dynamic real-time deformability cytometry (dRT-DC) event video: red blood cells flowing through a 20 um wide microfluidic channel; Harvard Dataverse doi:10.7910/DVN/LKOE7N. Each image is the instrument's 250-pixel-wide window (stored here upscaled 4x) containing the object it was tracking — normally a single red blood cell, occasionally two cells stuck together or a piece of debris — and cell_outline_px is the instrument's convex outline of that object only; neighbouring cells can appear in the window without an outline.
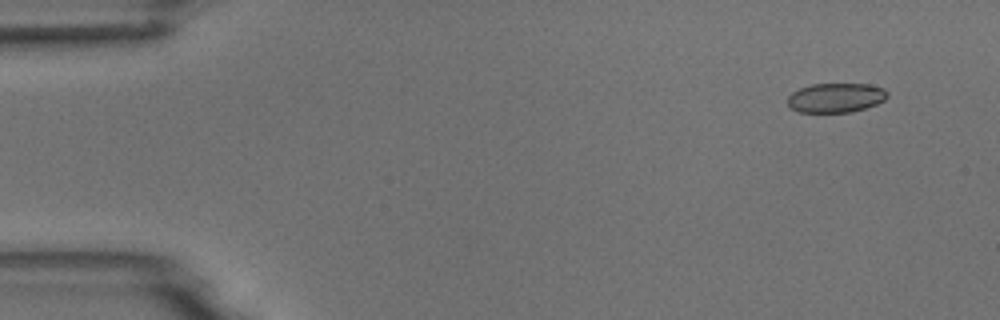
{"species": "common noctule bat (a hibernating species)", "species_latin": "Nyctalus noctula", "temperature_condition": "room temperature", "stored_images_in_passage": 6, "camera_frame_rate_fps": 3000, "um_per_image_px": 0.085, "animal": {"sex": "male", "body_mass_g": 18.8}, "frame": {"image": 1, "passage_image": 1, "time_ms": 0.0, "image_size_px": [1000, 320], "cell_outline_px": [[888, 96], [884, 100], [876, 104], [864, 108], [848, 112], [800, 112], [792, 108], [788, 104], [788, 96], [792, 92], [800, 88], [812, 84], [868, 84], [884, 88], [888, 92]], "centroid_in_image_um": [71.05, 8.3], "position_along_channel_um": 13.9, "area_um2": 16.99}}
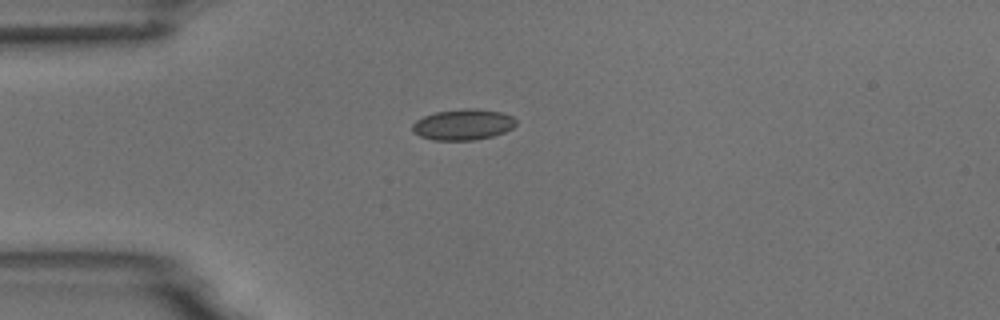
{"frame": {"image": 2, "passage_image": 3, "time_ms": 3.333, "image_size_px": [1000, 320], "cell_outline_px": [[516, 124], [512, 128], [504, 132], [492, 136], [472, 140], [432, 140], [420, 136], [412, 132], [412, 124], [416, 120], [424, 116], [436, 112], [464, 108], [472, 108], [500, 112], [512, 116], [516, 120]], "centroid_in_image_um": [39.34, 10.59], "position_along_channel_um": 45.7, "area_um2": 18.61}}